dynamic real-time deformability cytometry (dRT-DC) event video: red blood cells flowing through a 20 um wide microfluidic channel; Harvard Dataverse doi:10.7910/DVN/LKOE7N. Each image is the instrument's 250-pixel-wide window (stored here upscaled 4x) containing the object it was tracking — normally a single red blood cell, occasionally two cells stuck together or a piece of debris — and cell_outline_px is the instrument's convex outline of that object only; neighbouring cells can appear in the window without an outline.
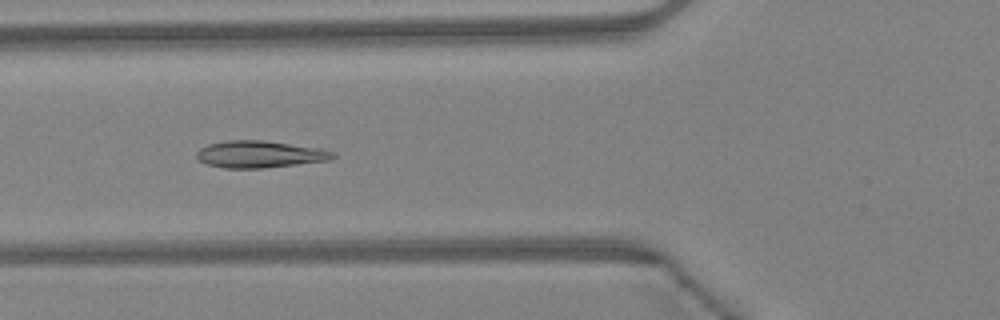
{"species": "Egyptian fruit bat (a non-hibernating species)", "species_latin": "Rousettus aegyptiacus", "temperature_condition": "warm", "stored_images_in_passage": 47, "camera_frame_rate_fps": 3000, "um_per_image_px": 0.085, "animal": {"sex": "female"}, "frame": {"image": 1, "passage_image": 17, "time_ms": 5.333, "image_size_px": [1000, 320], "cell_outline_px": [[336, 156], [328, 160], [264, 168], [224, 168], [204, 164], [196, 156], [196, 152], [200, 148], [208, 144], [228, 140], [264, 140], [320, 148], [336, 152]], "centroid_in_image_um": [22.06, 13.11], "position_along_channel_um": 103.7, "area_um2": 21.44}}
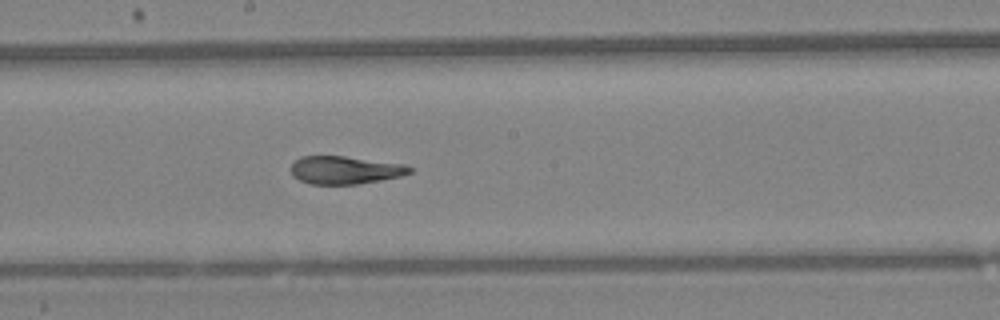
{"frame": {"image": 2, "passage_image": 25, "time_ms": 8.0, "image_size_px": [1000, 320], "cell_outline_px": [[412, 172], [400, 176], [380, 180], [356, 184], [308, 184], [292, 176], [292, 164], [300, 156], [344, 156], [404, 164], [412, 168]], "centroid_in_image_um": [29.31, 14.45], "position_along_channel_um": 218.9, "area_um2": 19.19}}
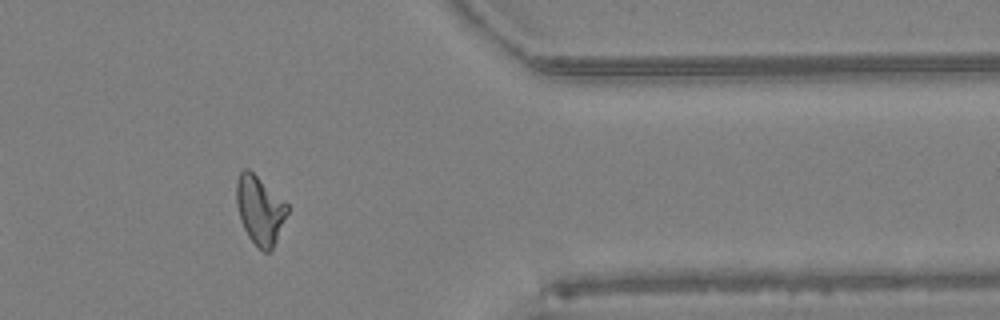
{"frame": {"image": 3, "passage_image": 38, "time_ms": 12.333, "image_size_px": [1000, 320], "cell_outline_px": [[288, 212], [276, 240], [272, 248], [268, 252], [264, 252], [248, 236], [240, 220], [236, 204], [236, 180], [240, 172], [244, 168], [248, 168], [284, 200], [288, 204]], "centroid_in_image_um": [22.07, 17.82], "position_along_channel_um": 389.3, "area_um2": 20.11}, "authors_computed_cell_mechanics": {"area_um2": 20.6346, "velocity_mm_per_s": 4.3348, "shape_relaxation_time_tau1_ms": 7.2516, "shape_relaxation_time_tau2_ms": 1.6144, "deformation_change_tau1": 0.2257, "deformation_change_tau2": 0.053}}